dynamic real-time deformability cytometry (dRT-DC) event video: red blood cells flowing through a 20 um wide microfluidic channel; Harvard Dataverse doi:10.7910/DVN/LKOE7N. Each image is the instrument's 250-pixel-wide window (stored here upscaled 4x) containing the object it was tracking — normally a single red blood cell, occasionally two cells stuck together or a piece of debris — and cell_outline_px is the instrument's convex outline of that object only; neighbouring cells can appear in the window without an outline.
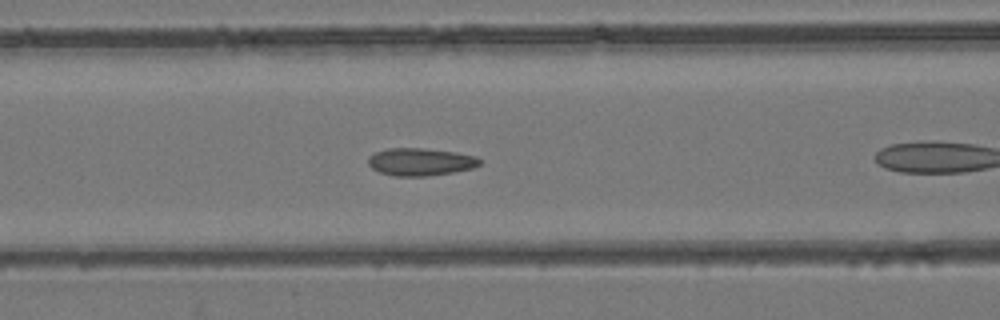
{"species": "common noctule bat (a hibernating species)", "species_latin": "Nyctalus noctula", "temperature_condition": "room temperature", "stored_images_in_passage": 27, "camera_frame_rate_fps": 3000, "um_per_image_px": 0.085, "animal": {"sex": "female", "body_mass_g": 24.6, "forearm_length_mm": 56.2}, "frame": {"image": 1, "passage_image": 8, "time_ms": 2.333, "image_size_px": [1000, 320], "cell_outline_px": [[480, 164], [472, 168], [452, 172], [428, 176], [396, 176], [380, 172], [372, 168], [368, 164], [368, 156], [376, 152], [388, 148], [424, 148], [456, 152], [476, 156], [480, 160]], "centroid_in_image_um": [35.72, 13.75], "position_along_channel_um": 130.9, "area_um2": 17.86}}
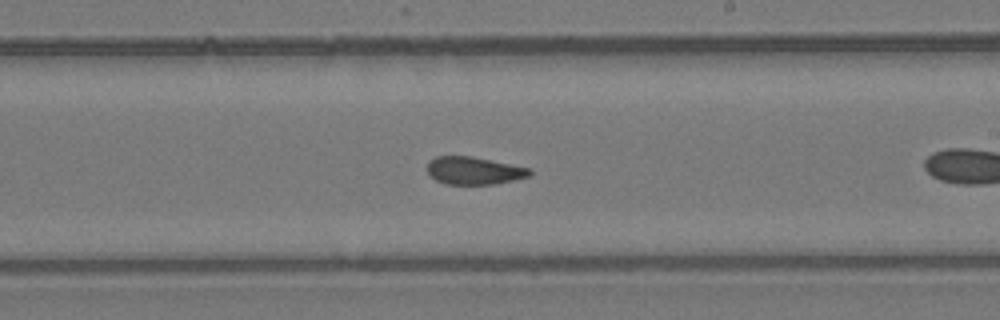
{"frame": {"image": 2, "passage_image": 17, "time_ms": 5.333, "image_size_px": [1000, 320], "cell_outline_px": [[532, 172], [528, 176], [496, 184], [444, 184], [436, 180], [428, 172], [428, 164], [436, 156], [472, 156], [528, 168]], "centroid_in_image_um": [40.27, 14.51], "position_along_channel_um": 248.7, "area_um2": 16.18}}
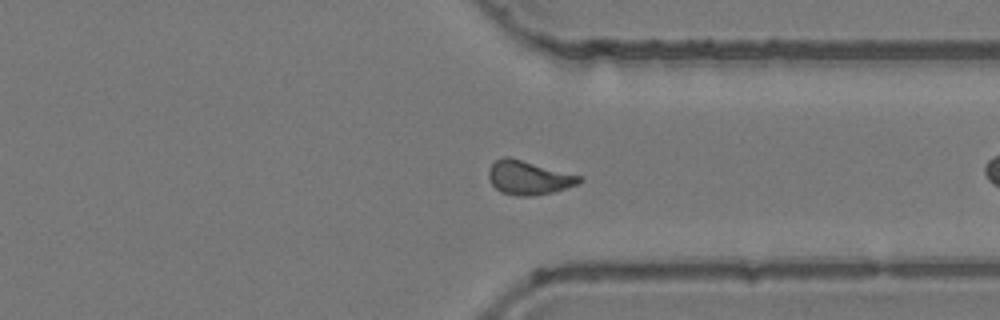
{"frame": {"image": 3, "passage_image": 26, "time_ms": 8.333, "image_size_px": [1000, 320], "cell_outline_px": [[584, 180], [580, 184], [552, 192], [536, 196], [516, 196], [500, 192], [492, 184], [488, 176], [488, 172], [492, 164], [496, 160], [504, 156], [508, 156], [580, 176]], "centroid_in_image_um": [44.93, 15.12], "position_along_channel_um": 366.5, "area_um2": 17.86}}